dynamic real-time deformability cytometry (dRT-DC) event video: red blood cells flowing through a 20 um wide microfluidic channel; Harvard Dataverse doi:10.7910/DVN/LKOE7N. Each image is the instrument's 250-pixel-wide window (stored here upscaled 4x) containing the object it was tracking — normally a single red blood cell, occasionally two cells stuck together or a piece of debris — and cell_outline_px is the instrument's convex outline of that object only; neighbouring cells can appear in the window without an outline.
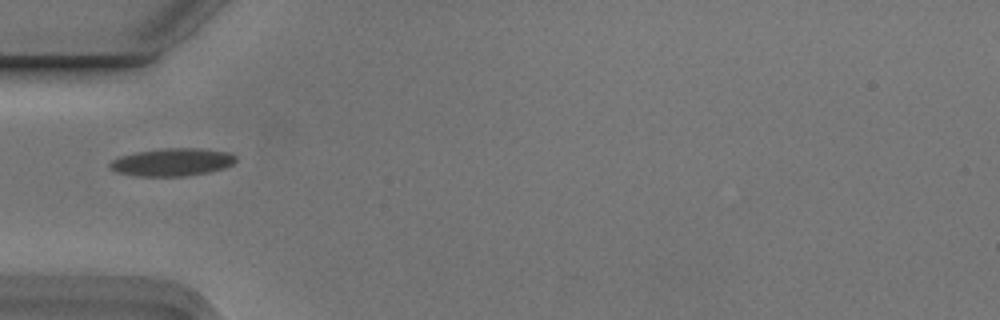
{"species": "Egyptian fruit bat (a non-hibernating species)", "species_latin": "Rousettus aegyptiacus", "temperature_condition": "cold", "stored_images_in_passage": 8, "camera_frame_rate_fps": 3000, "um_per_image_px": 0.085, "animal": {"sex": "male"}, "frame": {"image": 1, "passage_image": 6, "time_ms": 1.667, "image_size_px": [1000, 320], "cell_outline_px": [[236, 160], [232, 164], [224, 168], [208, 172], [184, 176], [136, 176], [116, 172], [108, 168], [108, 164], [112, 160], [120, 156], [136, 152], [164, 148], [200, 148], [228, 152], [236, 156]], "centroid_in_image_um": [14.61, 13.78], "position_along_channel_um": 70.4, "area_um2": 20.4}}
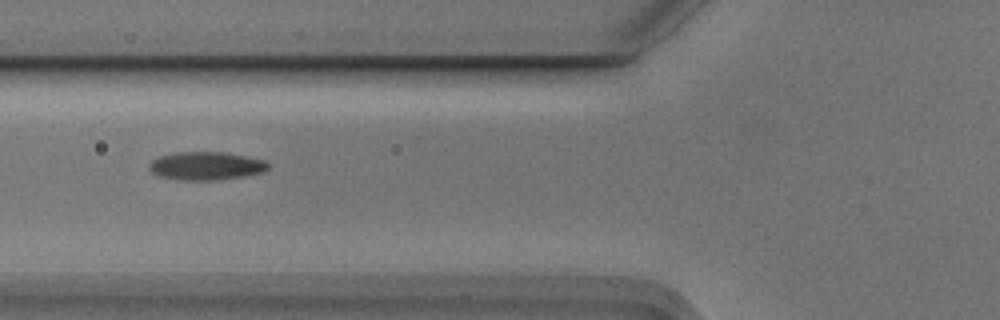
{"frame": {"image": 2, "passage_image": 7, "time_ms": 2.0, "image_size_px": [1000, 320], "cell_outline_px": [[268, 168], [260, 172], [240, 176], [216, 180], [180, 180], [160, 176], [152, 172], [148, 168], [148, 164], [152, 160], [160, 156], [176, 152], [220, 152], [244, 156], [264, 160], [268, 164]], "centroid_in_image_um": [17.44, 14.1], "position_along_channel_um": 108.4, "area_um2": 19.19}}
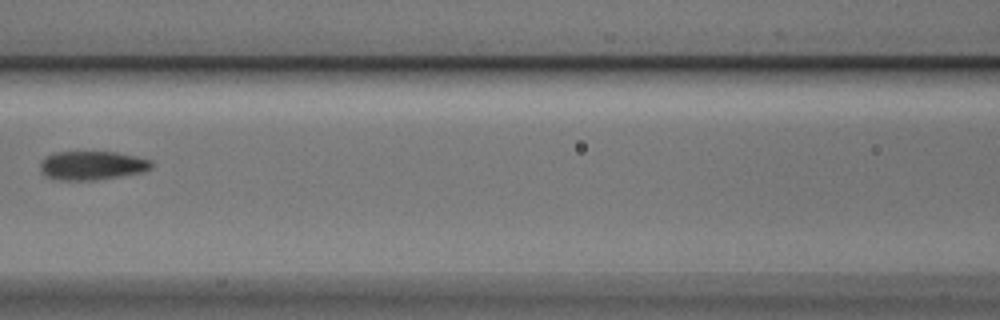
{"frame": {"image": 3, "passage_image": 8, "time_ms": 2.333, "image_size_px": [1000, 320], "cell_outline_px": [[152, 168], [144, 172], [92, 180], [52, 180], [40, 172], [40, 164], [48, 156], [56, 152], [116, 152], [136, 156], [152, 160]], "centroid_in_image_um": [7.83, 14.07], "position_along_channel_um": 158.8, "area_um2": 18.67}}